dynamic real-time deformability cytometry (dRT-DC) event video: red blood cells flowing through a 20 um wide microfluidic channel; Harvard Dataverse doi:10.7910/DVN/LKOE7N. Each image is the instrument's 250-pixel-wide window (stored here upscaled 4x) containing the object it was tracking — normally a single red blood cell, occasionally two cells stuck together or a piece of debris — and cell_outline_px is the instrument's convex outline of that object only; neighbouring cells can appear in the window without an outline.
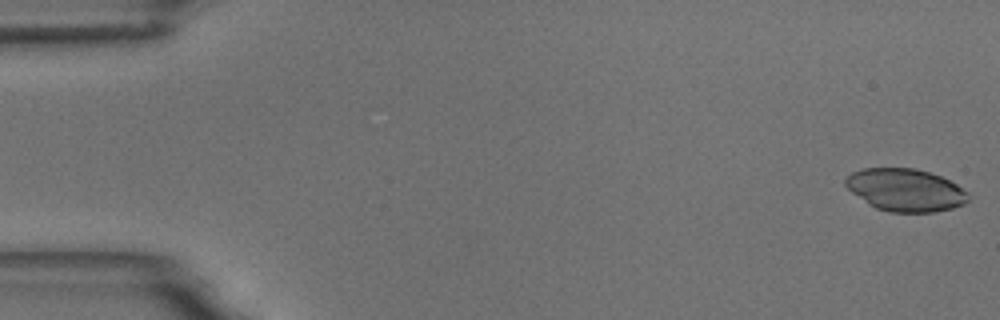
{"species": "common noctule bat (a hibernating species)", "species_latin": "Nyctalus noctula", "temperature_condition": "room temperature", "stored_images_in_passage": 5, "camera_frame_rate_fps": 3000, "um_per_image_px": 0.085, "animal": {"sex": "male", "body_mass_g": 18.8}, "frame": {"image": 1, "passage_image": 1, "time_ms": 0.0, "image_size_px": [1000, 320], "cell_outline_px": [[968, 200], [964, 204], [952, 208], [932, 212], [888, 212], [876, 208], [868, 204], [852, 192], [844, 184], [844, 180], [852, 172], [864, 168], [912, 168], [928, 172], [940, 176], [956, 184], [968, 192]], "centroid_in_image_um": [76.95, 16.15], "position_along_channel_um": 8.1, "area_um2": 30.29}}